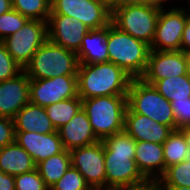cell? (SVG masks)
I'll list each match as a JSON object with an SVG mask.
<instances>
[{
  "label": "cell",
  "mask_w": 190,
  "mask_h": 190,
  "mask_svg": "<svg viewBox=\"0 0 190 190\" xmlns=\"http://www.w3.org/2000/svg\"><path fill=\"white\" fill-rule=\"evenodd\" d=\"M106 190H122L143 185L147 180L137 168L136 141L125 131L103 140Z\"/></svg>",
  "instance_id": "1"
},
{
  "label": "cell",
  "mask_w": 190,
  "mask_h": 190,
  "mask_svg": "<svg viewBox=\"0 0 190 190\" xmlns=\"http://www.w3.org/2000/svg\"><path fill=\"white\" fill-rule=\"evenodd\" d=\"M132 77L112 62L79 64L78 96L88 99L98 96L127 95Z\"/></svg>",
  "instance_id": "2"
},
{
  "label": "cell",
  "mask_w": 190,
  "mask_h": 190,
  "mask_svg": "<svg viewBox=\"0 0 190 190\" xmlns=\"http://www.w3.org/2000/svg\"><path fill=\"white\" fill-rule=\"evenodd\" d=\"M108 61L134 78H141L146 70L150 45L119 30L110 23L107 26Z\"/></svg>",
  "instance_id": "3"
},
{
  "label": "cell",
  "mask_w": 190,
  "mask_h": 190,
  "mask_svg": "<svg viewBox=\"0 0 190 190\" xmlns=\"http://www.w3.org/2000/svg\"><path fill=\"white\" fill-rule=\"evenodd\" d=\"M82 109L99 141L124 131L127 95L82 99Z\"/></svg>",
  "instance_id": "4"
},
{
  "label": "cell",
  "mask_w": 190,
  "mask_h": 190,
  "mask_svg": "<svg viewBox=\"0 0 190 190\" xmlns=\"http://www.w3.org/2000/svg\"><path fill=\"white\" fill-rule=\"evenodd\" d=\"M77 54L47 39L23 71L30 79L77 75Z\"/></svg>",
  "instance_id": "5"
},
{
  "label": "cell",
  "mask_w": 190,
  "mask_h": 190,
  "mask_svg": "<svg viewBox=\"0 0 190 190\" xmlns=\"http://www.w3.org/2000/svg\"><path fill=\"white\" fill-rule=\"evenodd\" d=\"M127 108L175 130L171 102L141 78L132 79L127 92Z\"/></svg>",
  "instance_id": "6"
},
{
  "label": "cell",
  "mask_w": 190,
  "mask_h": 190,
  "mask_svg": "<svg viewBox=\"0 0 190 190\" xmlns=\"http://www.w3.org/2000/svg\"><path fill=\"white\" fill-rule=\"evenodd\" d=\"M160 8L142 4H125L112 12L111 23L119 30L151 46Z\"/></svg>",
  "instance_id": "7"
},
{
  "label": "cell",
  "mask_w": 190,
  "mask_h": 190,
  "mask_svg": "<svg viewBox=\"0 0 190 190\" xmlns=\"http://www.w3.org/2000/svg\"><path fill=\"white\" fill-rule=\"evenodd\" d=\"M47 39V21L28 20L21 29L2 42L13 59L24 69Z\"/></svg>",
  "instance_id": "8"
},
{
  "label": "cell",
  "mask_w": 190,
  "mask_h": 190,
  "mask_svg": "<svg viewBox=\"0 0 190 190\" xmlns=\"http://www.w3.org/2000/svg\"><path fill=\"white\" fill-rule=\"evenodd\" d=\"M174 3V6L170 4L160 8L151 50H181L183 30L189 17Z\"/></svg>",
  "instance_id": "9"
},
{
  "label": "cell",
  "mask_w": 190,
  "mask_h": 190,
  "mask_svg": "<svg viewBox=\"0 0 190 190\" xmlns=\"http://www.w3.org/2000/svg\"><path fill=\"white\" fill-rule=\"evenodd\" d=\"M69 153L71 166L78 170L91 189L106 190L103 141L72 149Z\"/></svg>",
  "instance_id": "10"
},
{
  "label": "cell",
  "mask_w": 190,
  "mask_h": 190,
  "mask_svg": "<svg viewBox=\"0 0 190 190\" xmlns=\"http://www.w3.org/2000/svg\"><path fill=\"white\" fill-rule=\"evenodd\" d=\"M50 14L75 17L90 30L108 26L112 17L100 0H51Z\"/></svg>",
  "instance_id": "11"
},
{
  "label": "cell",
  "mask_w": 190,
  "mask_h": 190,
  "mask_svg": "<svg viewBox=\"0 0 190 190\" xmlns=\"http://www.w3.org/2000/svg\"><path fill=\"white\" fill-rule=\"evenodd\" d=\"M29 95L30 102L41 107L77 97V75L30 79Z\"/></svg>",
  "instance_id": "12"
},
{
  "label": "cell",
  "mask_w": 190,
  "mask_h": 190,
  "mask_svg": "<svg viewBox=\"0 0 190 190\" xmlns=\"http://www.w3.org/2000/svg\"><path fill=\"white\" fill-rule=\"evenodd\" d=\"M185 74H188L187 60L182 50H151L146 70L141 79L153 85L158 80Z\"/></svg>",
  "instance_id": "13"
},
{
  "label": "cell",
  "mask_w": 190,
  "mask_h": 190,
  "mask_svg": "<svg viewBox=\"0 0 190 190\" xmlns=\"http://www.w3.org/2000/svg\"><path fill=\"white\" fill-rule=\"evenodd\" d=\"M47 24L48 39L76 54L84 35L90 31L89 27L75 17L60 14H50Z\"/></svg>",
  "instance_id": "14"
},
{
  "label": "cell",
  "mask_w": 190,
  "mask_h": 190,
  "mask_svg": "<svg viewBox=\"0 0 190 190\" xmlns=\"http://www.w3.org/2000/svg\"><path fill=\"white\" fill-rule=\"evenodd\" d=\"M29 83L30 78L24 71L0 82V116L13 119L30 102Z\"/></svg>",
  "instance_id": "15"
},
{
  "label": "cell",
  "mask_w": 190,
  "mask_h": 190,
  "mask_svg": "<svg viewBox=\"0 0 190 190\" xmlns=\"http://www.w3.org/2000/svg\"><path fill=\"white\" fill-rule=\"evenodd\" d=\"M15 142L29 153L36 165L64 150L58 130L48 134L15 131Z\"/></svg>",
  "instance_id": "16"
},
{
  "label": "cell",
  "mask_w": 190,
  "mask_h": 190,
  "mask_svg": "<svg viewBox=\"0 0 190 190\" xmlns=\"http://www.w3.org/2000/svg\"><path fill=\"white\" fill-rule=\"evenodd\" d=\"M124 131L135 141L163 144L173 130L169 126L158 123L145 115L131 112L127 108Z\"/></svg>",
  "instance_id": "17"
},
{
  "label": "cell",
  "mask_w": 190,
  "mask_h": 190,
  "mask_svg": "<svg viewBox=\"0 0 190 190\" xmlns=\"http://www.w3.org/2000/svg\"><path fill=\"white\" fill-rule=\"evenodd\" d=\"M60 139L65 150L92 145L97 139L86 112L81 108L74 117L58 129Z\"/></svg>",
  "instance_id": "18"
},
{
  "label": "cell",
  "mask_w": 190,
  "mask_h": 190,
  "mask_svg": "<svg viewBox=\"0 0 190 190\" xmlns=\"http://www.w3.org/2000/svg\"><path fill=\"white\" fill-rule=\"evenodd\" d=\"M137 168L147 181H158L165 172L163 145L148 141H136Z\"/></svg>",
  "instance_id": "19"
},
{
  "label": "cell",
  "mask_w": 190,
  "mask_h": 190,
  "mask_svg": "<svg viewBox=\"0 0 190 190\" xmlns=\"http://www.w3.org/2000/svg\"><path fill=\"white\" fill-rule=\"evenodd\" d=\"M15 131L48 134L56 132L45 108L31 102L22 107L13 118Z\"/></svg>",
  "instance_id": "20"
},
{
  "label": "cell",
  "mask_w": 190,
  "mask_h": 190,
  "mask_svg": "<svg viewBox=\"0 0 190 190\" xmlns=\"http://www.w3.org/2000/svg\"><path fill=\"white\" fill-rule=\"evenodd\" d=\"M107 26L101 29H92L82 39L77 53L79 64H96L108 62Z\"/></svg>",
  "instance_id": "21"
},
{
  "label": "cell",
  "mask_w": 190,
  "mask_h": 190,
  "mask_svg": "<svg viewBox=\"0 0 190 190\" xmlns=\"http://www.w3.org/2000/svg\"><path fill=\"white\" fill-rule=\"evenodd\" d=\"M36 169L29 153L16 142L0 148V170L12 176Z\"/></svg>",
  "instance_id": "22"
},
{
  "label": "cell",
  "mask_w": 190,
  "mask_h": 190,
  "mask_svg": "<svg viewBox=\"0 0 190 190\" xmlns=\"http://www.w3.org/2000/svg\"><path fill=\"white\" fill-rule=\"evenodd\" d=\"M71 166L70 153L63 150L61 153L55 154L36 165L40 176L50 189L69 169Z\"/></svg>",
  "instance_id": "23"
},
{
  "label": "cell",
  "mask_w": 190,
  "mask_h": 190,
  "mask_svg": "<svg viewBox=\"0 0 190 190\" xmlns=\"http://www.w3.org/2000/svg\"><path fill=\"white\" fill-rule=\"evenodd\" d=\"M153 86L170 102L187 99L190 97V74L167 77L156 81Z\"/></svg>",
  "instance_id": "24"
},
{
  "label": "cell",
  "mask_w": 190,
  "mask_h": 190,
  "mask_svg": "<svg viewBox=\"0 0 190 190\" xmlns=\"http://www.w3.org/2000/svg\"><path fill=\"white\" fill-rule=\"evenodd\" d=\"M44 108L53 126L58 130L63 125L67 124L82 108V99L77 96L47 105Z\"/></svg>",
  "instance_id": "25"
},
{
  "label": "cell",
  "mask_w": 190,
  "mask_h": 190,
  "mask_svg": "<svg viewBox=\"0 0 190 190\" xmlns=\"http://www.w3.org/2000/svg\"><path fill=\"white\" fill-rule=\"evenodd\" d=\"M162 145L165 171L167 167L190 158L189 148L180 130H173Z\"/></svg>",
  "instance_id": "26"
},
{
  "label": "cell",
  "mask_w": 190,
  "mask_h": 190,
  "mask_svg": "<svg viewBox=\"0 0 190 190\" xmlns=\"http://www.w3.org/2000/svg\"><path fill=\"white\" fill-rule=\"evenodd\" d=\"M12 8L29 20L48 22L51 0H12Z\"/></svg>",
  "instance_id": "27"
},
{
  "label": "cell",
  "mask_w": 190,
  "mask_h": 190,
  "mask_svg": "<svg viewBox=\"0 0 190 190\" xmlns=\"http://www.w3.org/2000/svg\"><path fill=\"white\" fill-rule=\"evenodd\" d=\"M158 183L160 186L190 187V158L167 167Z\"/></svg>",
  "instance_id": "28"
},
{
  "label": "cell",
  "mask_w": 190,
  "mask_h": 190,
  "mask_svg": "<svg viewBox=\"0 0 190 190\" xmlns=\"http://www.w3.org/2000/svg\"><path fill=\"white\" fill-rule=\"evenodd\" d=\"M29 19L14 9L0 15V40L16 33Z\"/></svg>",
  "instance_id": "29"
},
{
  "label": "cell",
  "mask_w": 190,
  "mask_h": 190,
  "mask_svg": "<svg viewBox=\"0 0 190 190\" xmlns=\"http://www.w3.org/2000/svg\"><path fill=\"white\" fill-rule=\"evenodd\" d=\"M50 190H92L84 177L72 166L50 188Z\"/></svg>",
  "instance_id": "30"
},
{
  "label": "cell",
  "mask_w": 190,
  "mask_h": 190,
  "mask_svg": "<svg viewBox=\"0 0 190 190\" xmlns=\"http://www.w3.org/2000/svg\"><path fill=\"white\" fill-rule=\"evenodd\" d=\"M15 190H50L36 169L14 176Z\"/></svg>",
  "instance_id": "31"
},
{
  "label": "cell",
  "mask_w": 190,
  "mask_h": 190,
  "mask_svg": "<svg viewBox=\"0 0 190 190\" xmlns=\"http://www.w3.org/2000/svg\"><path fill=\"white\" fill-rule=\"evenodd\" d=\"M23 71L13 59L3 42L0 43V82L12 79Z\"/></svg>",
  "instance_id": "32"
},
{
  "label": "cell",
  "mask_w": 190,
  "mask_h": 190,
  "mask_svg": "<svg viewBox=\"0 0 190 190\" xmlns=\"http://www.w3.org/2000/svg\"><path fill=\"white\" fill-rule=\"evenodd\" d=\"M175 118V130L190 127V97L171 101Z\"/></svg>",
  "instance_id": "33"
},
{
  "label": "cell",
  "mask_w": 190,
  "mask_h": 190,
  "mask_svg": "<svg viewBox=\"0 0 190 190\" xmlns=\"http://www.w3.org/2000/svg\"><path fill=\"white\" fill-rule=\"evenodd\" d=\"M15 142L13 119L0 116V148Z\"/></svg>",
  "instance_id": "34"
},
{
  "label": "cell",
  "mask_w": 190,
  "mask_h": 190,
  "mask_svg": "<svg viewBox=\"0 0 190 190\" xmlns=\"http://www.w3.org/2000/svg\"><path fill=\"white\" fill-rule=\"evenodd\" d=\"M15 178L0 170V190H15Z\"/></svg>",
  "instance_id": "35"
},
{
  "label": "cell",
  "mask_w": 190,
  "mask_h": 190,
  "mask_svg": "<svg viewBox=\"0 0 190 190\" xmlns=\"http://www.w3.org/2000/svg\"><path fill=\"white\" fill-rule=\"evenodd\" d=\"M128 3L150 5L156 8H161L170 5L171 3H173V1L172 0H128Z\"/></svg>",
  "instance_id": "36"
},
{
  "label": "cell",
  "mask_w": 190,
  "mask_h": 190,
  "mask_svg": "<svg viewBox=\"0 0 190 190\" xmlns=\"http://www.w3.org/2000/svg\"><path fill=\"white\" fill-rule=\"evenodd\" d=\"M188 49H190V18L187 19L181 40V50L184 52Z\"/></svg>",
  "instance_id": "37"
},
{
  "label": "cell",
  "mask_w": 190,
  "mask_h": 190,
  "mask_svg": "<svg viewBox=\"0 0 190 190\" xmlns=\"http://www.w3.org/2000/svg\"><path fill=\"white\" fill-rule=\"evenodd\" d=\"M122 190H161L158 181H147L145 184L135 187H129Z\"/></svg>",
  "instance_id": "38"
},
{
  "label": "cell",
  "mask_w": 190,
  "mask_h": 190,
  "mask_svg": "<svg viewBox=\"0 0 190 190\" xmlns=\"http://www.w3.org/2000/svg\"><path fill=\"white\" fill-rule=\"evenodd\" d=\"M104 6L112 13L115 9L124 6L128 0H100Z\"/></svg>",
  "instance_id": "39"
},
{
  "label": "cell",
  "mask_w": 190,
  "mask_h": 190,
  "mask_svg": "<svg viewBox=\"0 0 190 190\" xmlns=\"http://www.w3.org/2000/svg\"><path fill=\"white\" fill-rule=\"evenodd\" d=\"M12 8V0H0V15L8 12Z\"/></svg>",
  "instance_id": "40"
},
{
  "label": "cell",
  "mask_w": 190,
  "mask_h": 190,
  "mask_svg": "<svg viewBox=\"0 0 190 190\" xmlns=\"http://www.w3.org/2000/svg\"><path fill=\"white\" fill-rule=\"evenodd\" d=\"M175 2L177 3V2H180V1L176 0ZM183 2H185L184 3L185 5L184 4L182 5L181 2H180V4H178V6H180V8L184 11V13L190 18V0H183Z\"/></svg>",
  "instance_id": "41"
},
{
  "label": "cell",
  "mask_w": 190,
  "mask_h": 190,
  "mask_svg": "<svg viewBox=\"0 0 190 190\" xmlns=\"http://www.w3.org/2000/svg\"><path fill=\"white\" fill-rule=\"evenodd\" d=\"M180 131L183 133L187 147L189 148L190 152V127L183 128Z\"/></svg>",
  "instance_id": "42"
},
{
  "label": "cell",
  "mask_w": 190,
  "mask_h": 190,
  "mask_svg": "<svg viewBox=\"0 0 190 190\" xmlns=\"http://www.w3.org/2000/svg\"><path fill=\"white\" fill-rule=\"evenodd\" d=\"M161 190H190V187L185 186H160Z\"/></svg>",
  "instance_id": "43"
},
{
  "label": "cell",
  "mask_w": 190,
  "mask_h": 190,
  "mask_svg": "<svg viewBox=\"0 0 190 190\" xmlns=\"http://www.w3.org/2000/svg\"><path fill=\"white\" fill-rule=\"evenodd\" d=\"M186 60H187V69L188 73L190 74V49L184 51Z\"/></svg>",
  "instance_id": "44"
}]
</instances>
